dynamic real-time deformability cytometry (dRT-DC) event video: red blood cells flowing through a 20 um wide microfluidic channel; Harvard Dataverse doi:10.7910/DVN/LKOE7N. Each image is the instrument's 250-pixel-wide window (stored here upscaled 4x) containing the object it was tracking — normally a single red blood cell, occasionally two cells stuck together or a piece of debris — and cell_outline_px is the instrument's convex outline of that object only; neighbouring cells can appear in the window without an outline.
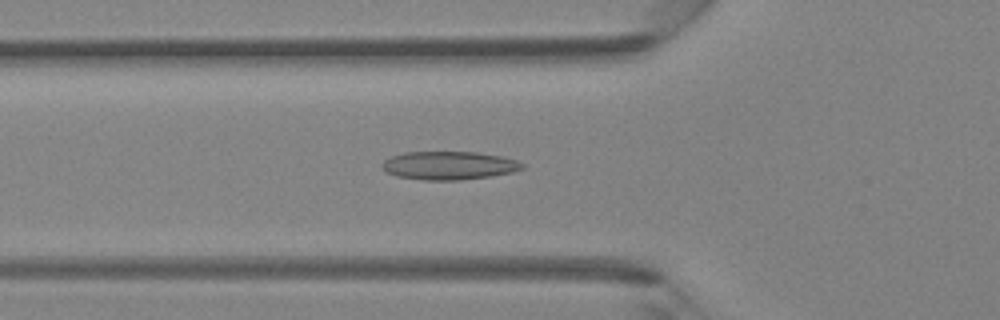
{"species": "Egyptian fruit bat (a non-hibernating species)", "species_latin": "Rousettus aegyptiacus", "temperature_condition": "room temperature", "stored_images_in_passage": 45, "camera_frame_rate_fps": 3000, "um_per_image_px": 0.085, "animal": {"sex": "female"}, "frame": {"image": 1, "passage_image": 16, "time_ms": 5.0, "image_size_px": [1000, 320], "cell_outline_px": [[524, 168], [512, 172], [488, 176], [460, 180], [424, 180], [396, 176], [380, 168], [380, 164], [384, 160], [392, 156], [404, 152], [476, 152], [500, 156], [516, 160], [524, 164]], "centroid_in_image_um": [38.12, 14.06], "position_along_channel_um": 87.7, "area_um2": 23.06}}
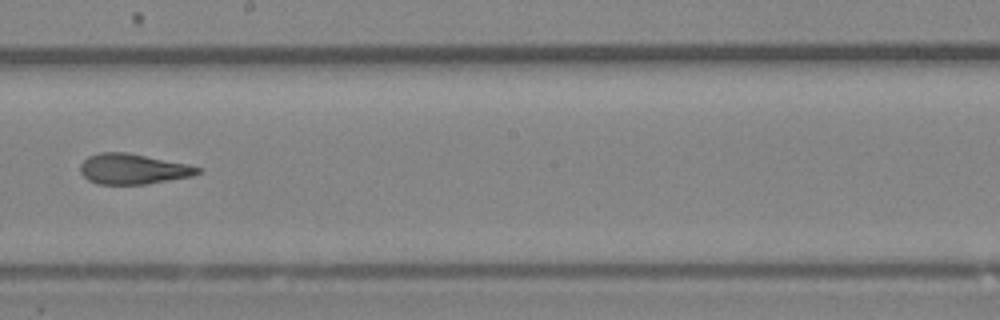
{"frame": {"image": 2, "passage_image": 26, "time_ms": 8.333, "image_size_px": [1000, 320], "cell_outline_px": [[204, 172], [192, 176], [144, 184], [96, 184], [88, 180], [80, 172], [80, 164], [88, 156], [100, 152], [128, 152], [188, 164], [204, 168]], "centroid_in_image_um": [11.33, 14.36], "position_along_channel_um": 236.9, "area_um2": 20.98}}
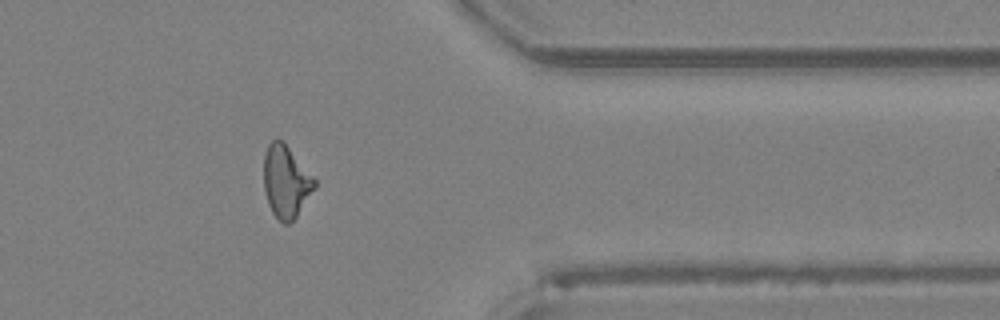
{"frame": {"image": 3, "passage_image": 37, "time_ms": 12.0, "image_size_px": [1000, 320], "cell_outline_px": [[316, 188], [296, 216], [288, 224], [284, 224], [272, 212], [268, 204], [264, 192], [264, 152], [268, 144], [276, 136], [284, 140], [316, 180]], "centroid_in_image_um": [24.3, 15.38], "position_along_channel_um": 387.1, "area_um2": 21.68}}